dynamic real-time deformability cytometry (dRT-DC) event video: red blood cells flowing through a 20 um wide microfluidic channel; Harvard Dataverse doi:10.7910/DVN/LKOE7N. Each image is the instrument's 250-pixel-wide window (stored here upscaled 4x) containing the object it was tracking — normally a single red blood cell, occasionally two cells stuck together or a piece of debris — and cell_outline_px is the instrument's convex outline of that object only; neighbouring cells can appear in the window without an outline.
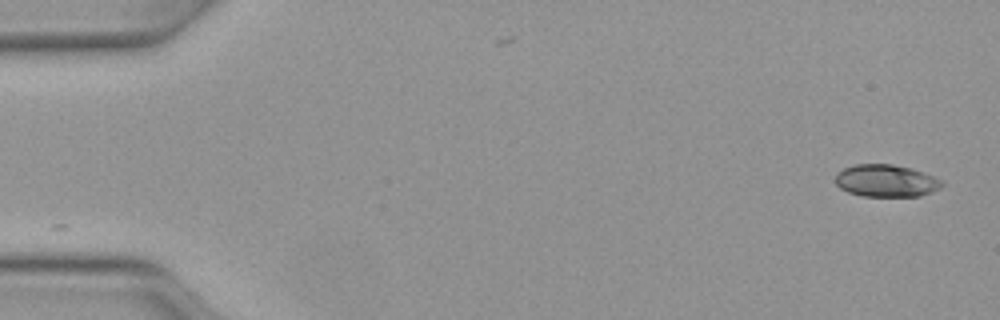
{"species": "Egyptian fruit bat (a non-hibernating species)", "species_latin": "Rousettus aegyptiacus", "temperature_condition": "warm", "stored_images_in_passage": 49, "camera_frame_rate_fps": 3000, "um_per_image_px": 0.085, "animal": {"sex": "female"}, "frame": {"image": 1, "passage_image": 1, "time_ms": 0.0, "image_size_px": [1000, 320], "cell_outline_px": [[944, 184], [940, 188], [932, 192], [920, 196], [860, 196], [848, 192], [840, 188], [836, 184], [836, 172], [844, 168], [856, 164], [892, 164], [912, 168], [924, 172], [944, 180]], "centroid_in_image_um": [75.35, 15.36], "position_along_channel_um": 9.7, "area_um2": 20.29}}
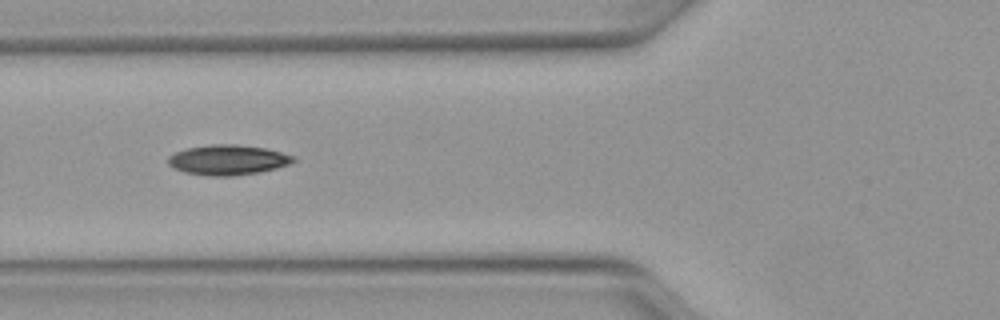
{"frame": {"image": 2, "passage_image": 18, "time_ms": 5.667, "image_size_px": [1000, 320], "cell_outline_px": [[296, 160], [292, 164], [276, 168], [256, 172], [232, 176], [208, 176], [184, 172], [172, 168], [168, 164], [168, 156], [176, 152], [188, 148], [212, 144], [236, 144], [264, 148], [296, 156]], "centroid_in_image_um": [19.37, 13.59], "position_along_channel_um": 106.4, "area_um2": 21.96}}
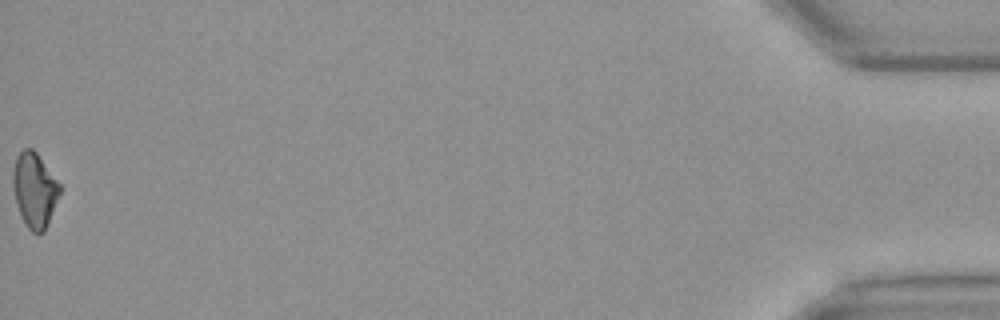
{"frame": {"image": 3, "passage_image": 49, "time_ms": 16.0, "image_size_px": [1000, 320], "cell_outline_px": [[60, 192], [48, 224], [44, 232], [32, 232], [28, 228], [16, 204], [12, 184], [12, 172], [16, 156], [24, 148], [32, 148], [36, 152], [60, 184]], "centroid_in_image_um": [2.92, 16.13], "position_along_channel_um": 432.3, "area_um2": 20.17}, "authors_computed_cell_mechanics": {"area_um2": 20.4034, "velocity_mm_per_s": 4.1424, "shape_relaxation_time_tau1_ms": 5.5443, "shape_relaxation_time_tau2_ms": 6.1709, "deformation_change_tau1": 0.1593, "deformation_change_tau2": 0.1182}}